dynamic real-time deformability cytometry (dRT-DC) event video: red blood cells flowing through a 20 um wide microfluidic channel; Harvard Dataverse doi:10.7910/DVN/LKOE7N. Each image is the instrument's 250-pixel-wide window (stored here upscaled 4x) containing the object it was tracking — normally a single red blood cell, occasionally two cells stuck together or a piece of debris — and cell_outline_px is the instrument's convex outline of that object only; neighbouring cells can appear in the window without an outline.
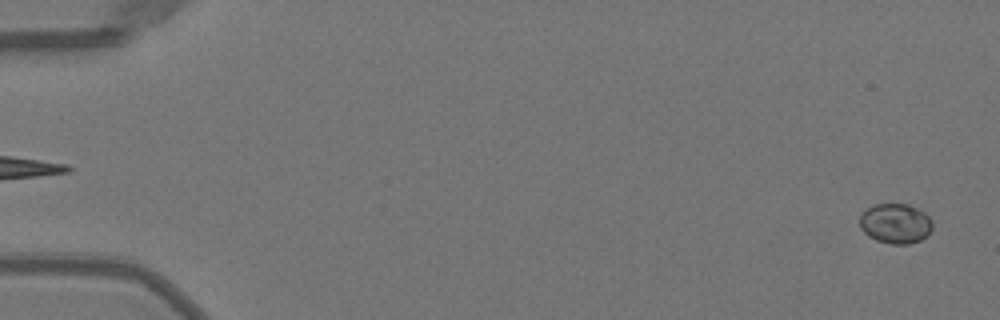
{"species": "Egyptian fruit bat (a non-hibernating species)", "species_latin": "Rousettus aegyptiacus", "temperature_condition": "warm", "stored_images_in_passage": 52, "camera_frame_rate_fps": 3000, "um_per_image_px": 0.085, "animal": {"sex": "female"}, "frame": {"image": 1, "passage_image": 2, "time_ms": 0.333, "image_size_px": [1000, 320], "cell_outline_px": [[932, 228], [928, 236], [920, 240], [908, 244], [892, 244], [876, 240], [868, 236], [860, 228], [860, 212], [872, 204], [908, 204], [924, 212], [932, 220]], "centroid_in_image_um": [76.1, 18.99], "position_along_channel_um": 8.9, "area_um2": 17.17}}
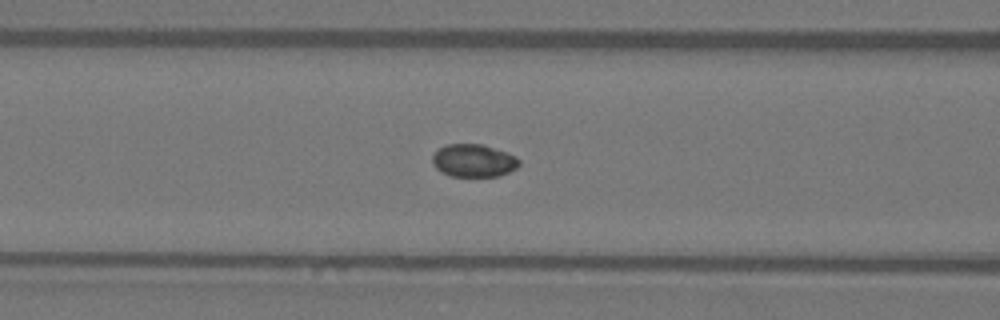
{"frame": {"image": 2, "passage_image": 22, "time_ms": 7.0, "image_size_px": [1000, 320], "cell_outline_px": [[520, 164], [516, 168], [508, 172], [496, 176], [452, 176], [440, 172], [432, 164], [432, 156], [440, 148], [448, 144], [484, 144], [508, 152], [516, 156], [520, 160]], "centroid_in_image_um": [40.27, 13.64], "position_along_channel_um": 126.3, "area_um2": 16.65}}
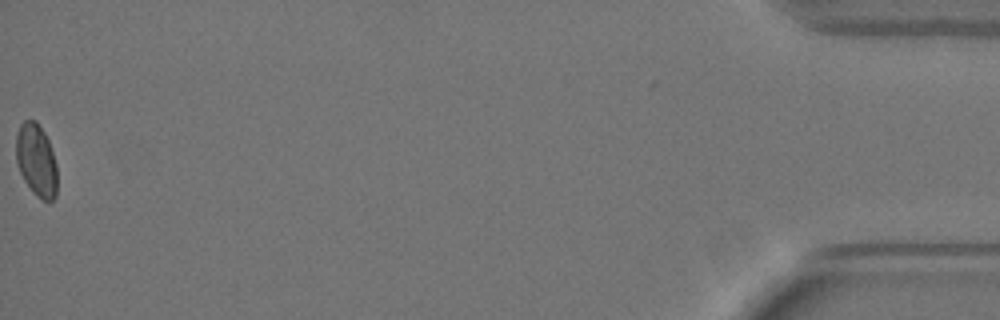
{"frame": {"image": 3, "passage_image": 52, "time_ms": 17.0, "image_size_px": [1000, 320], "cell_outline_px": [[56, 196], [52, 200], [40, 200], [32, 192], [24, 180], [20, 172], [16, 160], [16, 136], [20, 124], [24, 120], [36, 120], [44, 132], [48, 140], [56, 164]], "centroid_in_image_um": [3.07, 13.62], "position_along_channel_um": 432.1, "area_um2": 17.34}, "authors_computed_cell_mechanics": {"area_um2": 16.762, "velocity_mm_per_s": 4.0148, "shape_relaxation_time_tau1_ms": 4.0983, "shape_relaxation_time_tau2_ms": null, "deformation_change_tau1": 0.0351, "deformation_change_tau2": null}}